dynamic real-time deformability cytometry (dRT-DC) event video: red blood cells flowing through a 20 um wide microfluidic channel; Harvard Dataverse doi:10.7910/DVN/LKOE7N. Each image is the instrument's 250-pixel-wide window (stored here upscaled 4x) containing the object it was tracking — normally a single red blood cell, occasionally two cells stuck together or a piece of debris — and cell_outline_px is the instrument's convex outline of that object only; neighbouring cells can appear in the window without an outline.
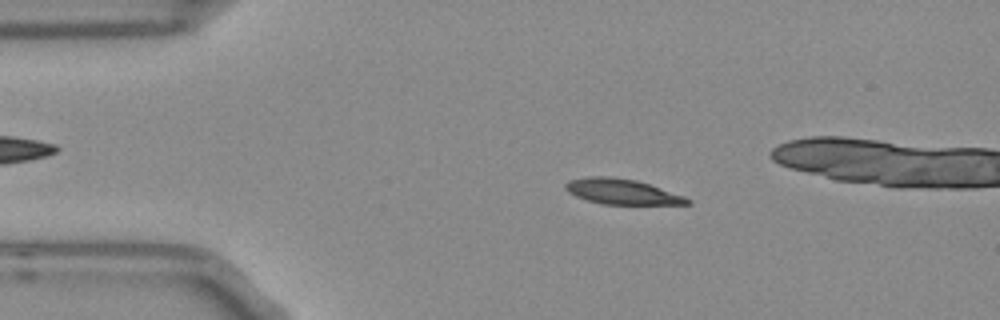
{"species": "Egyptian fruit bat (a non-hibernating species)", "species_latin": "Rousettus aegyptiacus", "temperature_condition": "room temperature", "stored_images_in_passage": 54, "camera_frame_rate_fps": 3000, "um_per_image_px": 0.085, "frame": {"image": 1, "passage_image": 10, "time_ms": 3.0, "image_size_px": [1000, 320], "cell_outline_px": [[692, 204], [604, 204], [588, 200], [576, 196], [568, 192], [564, 188], [564, 184], [568, 180], [592, 176], [604, 176], [636, 180], [684, 196], [692, 200]], "centroid_in_image_um": [52.84, 16.29], "position_along_channel_um": 32.2, "area_um2": 17.74}}
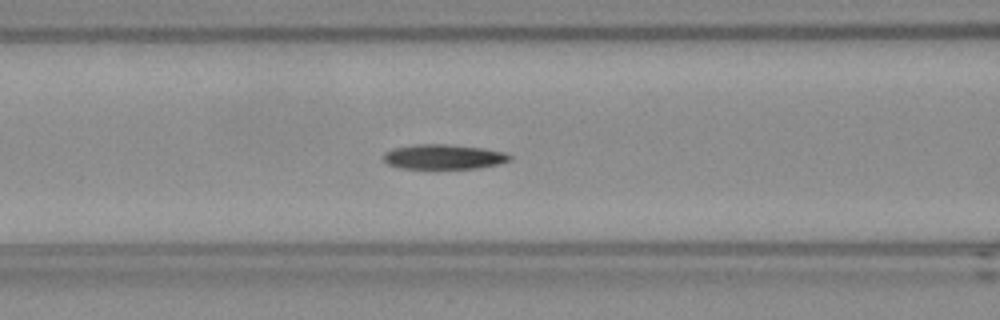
{"frame": {"image": 2, "passage_image": 21, "time_ms": 6.667, "image_size_px": [1000, 320], "cell_outline_px": [[512, 160], [500, 164], [476, 168], [400, 168], [388, 164], [384, 160], [384, 152], [392, 148], [416, 144], [448, 144], [484, 148], [504, 152], [512, 156]], "centroid_in_image_um": [37.73, 13.32], "position_along_channel_um": 128.9, "area_um2": 18.32}}
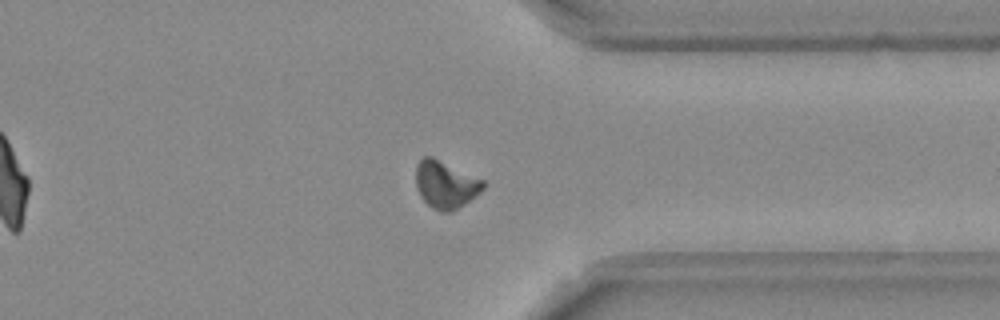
{"frame": {"image": 3, "passage_image": 41, "time_ms": 13.333, "image_size_px": [1000, 320], "cell_outline_px": [[484, 188], [480, 192], [464, 204], [452, 212], [440, 212], [432, 208], [420, 196], [416, 188], [416, 164], [424, 156], [432, 156], [484, 180]], "centroid_in_image_um": [37.85, 15.69], "position_along_channel_um": 373.5, "area_um2": 18.61}, "authors_computed_cell_mechanics": {"area_um2": 18.0336, "velocity_mm_per_s": 3.7445, "shape_relaxation_time_tau1_ms": null, "shape_relaxation_time_tau2_ms": 9.4152, "deformation_change_tau1": null, "deformation_change_tau2": 0.1459}}